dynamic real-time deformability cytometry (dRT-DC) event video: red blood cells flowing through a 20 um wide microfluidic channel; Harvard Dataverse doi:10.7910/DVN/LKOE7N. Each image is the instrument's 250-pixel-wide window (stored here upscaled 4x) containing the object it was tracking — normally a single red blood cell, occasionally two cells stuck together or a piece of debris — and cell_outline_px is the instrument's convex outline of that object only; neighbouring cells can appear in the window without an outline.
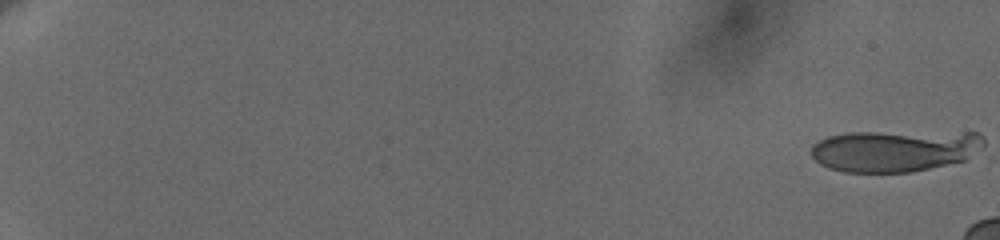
{"species": "human", "species_latin": "Homo sapiens", "temperature_condition": "cold", "stored_images_in_passage": 6, "camera_frame_rate_fps": 3000, "um_per_image_px": 0.085, "donor": {"sex": "female"}, "frame": {"image": 1, "passage_image": 1, "time_ms": 0.0, "image_size_px": [1000, 240], "cell_outline_px": [[984, 144], [964, 160], [912, 172], [844, 172], [828, 168], [820, 164], [812, 156], [812, 144], [828, 136], [848, 132], [976, 132], [984, 140]], "centroid_in_image_um": [76.0, 12.8], "position_along_channel_um": 9.0, "area_um2": 41.85}}